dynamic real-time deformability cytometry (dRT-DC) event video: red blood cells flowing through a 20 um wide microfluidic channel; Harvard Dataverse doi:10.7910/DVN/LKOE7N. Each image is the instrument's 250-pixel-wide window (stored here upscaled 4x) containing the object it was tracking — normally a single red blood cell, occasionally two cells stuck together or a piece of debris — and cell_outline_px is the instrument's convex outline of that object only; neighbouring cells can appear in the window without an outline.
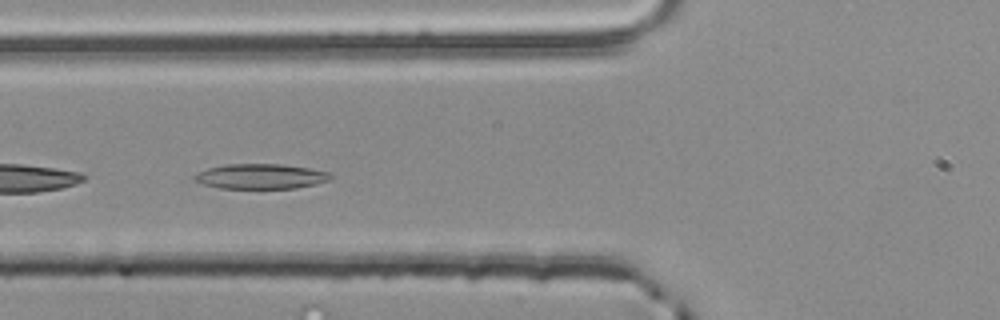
{"species": "common noctule bat (a hibernating species)", "species_latin": "Nyctalus noctula", "temperature_condition": "room temperature", "stored_images_in_passage": 38, "camera_frame_rate_fps": 3000, "um_per_image_px": 0.085, "animal": {"sex": "male", "body_mass_g": 20.4}, "frame": {"image": 1, "passage_image": 4, "time_ms": 1.0, "image_size_px": [1000, 320], "cell_outline_px": [[332, 176], [328, 180], [316, 184], [296, 188], [220, 188], [204, 184], [192, 180], [192, 176], [208, 168], [228, 164], [280, 164], [308, 168], [332, 172]], "centroid_in_image_um": [22.17, 14.99], "position_along_channel_um": 103.6, "area_um2": 19.77}}
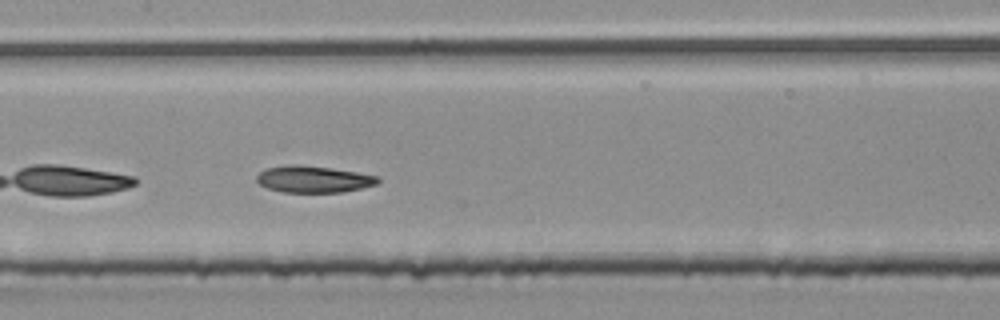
{"frame": {"image": 2, "passage_image": 10, "time_ms": 3.0, "image_size_px": [1000, 320], "cell_outline_px": [[380, 180], [376, 184], [360, 188], [340, 192], [284, 192], [268, 188], [260, 184], [256, 180], [256, 176], [264, 168], [292, 164], [300, 164], [332, 168], [380, 176]], "centroid_in_image_um": [26.63, 15.22], "position_along_channel_um": 180.8, "area_um2": 18.84}}
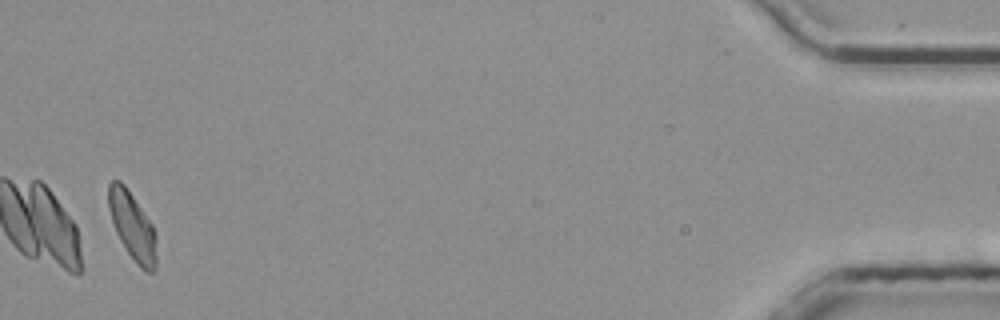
{"frame": {"image": 3, "passage_image": 36, "time_ms": 11.667, "image_size_px": [1000, 320], "cell_outline_px": [[156, 268], [152, 272], [144, 272], [136, 264], [120, 240], [116, 232], [108, 208], [108, 184], [112, 180], [120, 180], [124, 184], [152, 224], [156, 236]], "centroid_in_image_um": [11.25, 19.24], "position_along_channel_um": 423.9, "area_um2": 18.84}, "authors_computed_cell_mechanics": {"area_um2": 18.8428, "velocity_mm_per_s": 3.8352, "shape_relaxation_time_tau1_ms": 7.985, "shape_relaxation_time_tau2_ms": 6.1304, "deformation_change_tau1": 0.1681, "deformation_change_tau2": 0.1224}}